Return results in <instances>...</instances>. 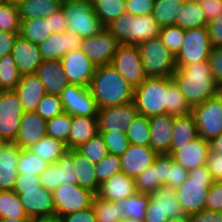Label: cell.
<instances>
[{"label": "cell", "instance_id": "1", "mask_svg": "<svg viewBox=\"0 0 222 222\" xmlns=\"http://www.w3.org/2000/svg\"><path fill=\"white\" fill-rule=\"evenodd\" d=\"M186 102L192 108L215 97L221 89L216 85L208 61L184 65L172 76Z\"/></svg>", "mask_w": 222, "mask_h": 222}, {"label": "cell", "instance_id": "2", "mask_svg": "<svg viewBox=\"0 0 222 222\" xmlns=\"http://www.w3.org/2000/svg\"><path fill=\"white\" fill-rule=\"evenodd\" d=\"M89 89L99 109L134 100V88L111 64L96 67Z\"/></svg>", "mask_w": 222, "mask_h": 222}, {"label": "cell", "instance_id": "3", "mask_svg": "<svg viewBox=\"0 0 222 222\" xmlns=\"http://www.w3.org/2000/svg\"><path fill=\"white\" fill-rule=\"evenodd\" d=\"M105 28L120 44L139 45L159 36L160 26L152 14L134 16L124 13L111 21Z\"/></svg>", "mask_w": 222, "mask_h": 222}, {"label": "cell", "instance_id": "4", "mask_svg": "<svg viewBox=\"0 0 222 222\" xmlns=\"http://www.w3.org/2000/svg\"><path fill=\"white\" fill-rule=\"evenodd\" d=\"M172 77H148L134 88V102L140 115L151 117L168 114L169 85Z\"/></svg>", "mask_w": 222, "mask_h": 222}, {"label": "cell", "instance_id": "5", "mask_svg": "<svg viewBox=\"0 0 222 222\" xmlns=\"http://www.w3.org/2000/svg\"><path fill=\"white\" fill-rule=\"evenodd\" d=\"M214 182L207 165L189 171L188 178L175 189L185 215L189 216L204 209L209 188Z\"/></svg>", "mask_w": 222, "mask_h": 222}, {"label": "cell", "instance_id": "6", "mask_svg": "<svg viewBox=\"0 0 222 222\" xmlns=\"http://www.w3.org/2000/svg\"><path fill=\"white\" fill-rule=\"evenodd\" d=\"M60 8L65 16L67 31L73 34L87 38L105 28L96 15L91 0H63Z\"/></svg>", "mask_w": 222, "mask_h": 222}, {"label": "cell", "instance_id": "7", "mask_svg": "<svg viewBox=\"0 0 222 222\" xmlns=\"http://www.w3.org/2000/svg\"><path fill=\"white\" fill-rule=\"evenodd\" d=\"M147 77H172L177 69L176 58L159 36L138 45Z\"/></svg>", "mask_w": 222, "mask_h": 222}, {"label": "cell", "instance_id": "8", "mask_svg": "<svg viewBox=\"0 0 222 222\" xmlns=\"http://www.w3.org/2000/svg\"><path fill=\"white\" fill-rule=\"evenodd\" d=\"M183 215L185 213L178 201L176 190L163 185L150 194L143 222H168Z\"/></svg>", "mask_w": 222, "mask_h": 222}, {"label": "cell", "instance_id": "9", "mask_svg": "<svg viewBox=\"0 0 222 222\" xmlns=\"http://www.w3.org/2000/svg\"><path fill=\"white\" fill-rule=\"evenodd\" d=\"M198 136L211 141L222 133V90L215 97L192 107Z\"/></svg>", "mask_w": 222, "mask_h": 222}, {"label": "cell", "instance_id": "10", "mask_svg": "<svg viewBox=\"0 0 222 222\" xmlns=\"http://www.w3.org/2000/svg\"><path fill=\"white\" fill-rule=\"evenodd\" d=\"M110 64L133 88L148 78L138 45L120 44Z\"/></svg>", "mask_w": 222, "mask_h": 222}, {"label": "cell", "instance_id": "11", "mask_svg": "<svg viewBox=\"0 0 222 222\" xmlns=\"http://www.w3.org/2000/svg\"><path fill=\"white\" fill-rule=\"evenodd\" d=\"M212 45L207 27L186 29L184 43L175 56L177 68L184 65L208 61Z\"/></svg>", "mask_w": 222, "mask_h": 222}, {"label": "cell", "instance_id": "12", "mask_svg": "<svg viewBox=\"0 0 222 222\" xmlns=\"http://www.w3.org/2000/svg\"><path fill=\"white\" fill-rule=\"evenodd\" d=\"M52 194L57 217L91 207L96 195L78 184L59 185L52 191Z\"/></svg>", "mask_w": 222, "mask_h": 222}, {"label": "cell", "instance_id": "13", "mask_svg": "<svg viewBox=\"0 0 222 222\" xmlns=\"http://www.w3.org/2000/svg\"><path fill=\"white\" fill-rule=\"evenodd\" d=\"M64 112L71 116L97 117L99 108L89 87L69 84L59 95Z\"/></svg>", "mask_w": 222, "mask_h": 222}, {"label": "cell", "instance_id": "14", "mask_svg": "<svg viewBox=\"0 0 222 222\" xmlns=\"http://www.w3.org/2000/svg\"><path fill=\"white\" fill-rule=\"evenodd\" d=\"M120 43L104 28L96 35L82 38L80 49L96 65L110 64Z\"/></svg>", "mask_w": 222, "mask_h": 222}, {"label": "cell", "instance_id": "15", "mask_svg": "<svg viewBox=\"0 0 222 222\" xmlns=\"http://www.w3.org/2000/svg\"><path fill=\"white\" fill-rule=\"evenodd\" d=\"M139 114L135 102L101 108L98 111L99 132H126Z\"/></svg>", "mask_w": 222, "mask_h": 222}, {"label": "cell", "instance_id": "16", "mask_svg": "<svg viewBox=\"0 0 222 222\" xmlns=\"http://www.w3.org/2000/svg\"><path fill=\"white\" fill-rule=\"evenodd\" d=\"M60 61L70 84L89 87L97 66L81 49L67 52Z\"/></svg>", "mask_w": 222, "mask_h": 222}, {"label": "cell", "instance_id": "17", "mask_svg": "<svg viewBox=\"0 0 222 222\" xmlns=\"http://www.w3.org/2000/svg\"><path fill=\"white\" fill-rule=\"evenodd\" d=\"M19 196L29 218L55 217V206L51 191L43 188L14 190Z\"/></svg>", "mask_w": 222, "mask_h": 222}, {"label": "cell", "instance_id": "18", "mask_svg": "<svg viewBox=\"0 0 222 222\" xmlns=\"http://www.w3.org/2000/svg\"><path fill=\"white\" fill-rule=\"evenodd\" d=\"M81 41L82 37L69 31L52 33L38 48L43 61L60 60L67 52L79 50Z\"/></svg>", "mask_w": 222, "mask_h": 222}, {"label": "cell", "instance_id": "19", "mask_svg": "<svg viewBox=\"0 0 222 222\" xmlns=\"http://www.w3.org/2000/svg\"><path fill=\"white\" fill-rule=\"evenodd\" d=\"M209 141L200 136L184 146H171L169 154L187 171L206 165Z\"/></svg>", "mask_w": 222, "mask_h": 222}, {"label": "cell", "instance_id": "20", "mask_svg": "<svg viewBox=\"0 0 222 222\" xmlns=\"http://www.w3.org/2000/svg\"><path fill=\"white\" fill-rule=\"evenodd\" d=\"M157 155L149 145L129 144L128 148L120 156L122 172L135 179L137 175L153 164Z\"/></svg>", "mask_w": 222, "mask_h": 222}, {"label": "cell", "instance_id": "21", "mask_svg": "<svg viewBox=\"0 0 222 222\" xmlns=\"http://www.w3.org/2000/svg\"><path fill=\"white\" fill-rule=\"evenodd\" d=\"M11 54L21 75L35 74L43 62L38 45L21 35L17 36Z\"/></svg>", "mask_w": 222, "mask_h": 222}, {"label": "cell", "instance_id": "22", "mask_svg": "<svg viewBox=\"0 0 222 222\" xmlns=\"http://www.w3.org/2000/svg\"><path fill=\"white\" fill-rule=\"evenodd\" d=\"M46 135V120L36 111H28L24 112L21 117L19 131L14 142L20 149H28Z\"/></svg>", "mask_w": 222, "mask_h": 222}, {"label": "cell", "instance_id": "23", "mask_svg": "<svg viewBox=\"0 0 222 222\" xmlns=\"http://www.w3.org/2000/svg\"><path fill=\"white\" fill-rule=\"evenodd\" d=\"M150 126L149 146L157 154H169L172 141L174 115H154L148 118Z\"/></svg>", "mask_w": 222, "mask_h": 222}, {"label": "cell", "instance_id": "24", "mask_svg": "<svg viewBox=\"0 0 222 222\" xmlns=\"http://www.w3.org/2000/svg\"><path fill=\"white\" fill-rule=\"evenodd\" d=\"M20 148L15 142L5 141L0 147V190H13L18 176Z\"/></svg>", "mask_w": 222, "mask_h": 222}, {"label": "cell", "instance_id": "25", "mask_svg": "<svg viewBox=\"0 0 222 222\" xmlns=\"http://www.w3.org/2000/svg\"><path fill=\"white\" fill-rule=\"evenodd\" d=\"M35 74L39 77L47 94L59 96L70 84L60 60L43 61Z\"/></svg>", "mask_w": 222, "mask_h": 222}, {"label": "cell", "instance_id": "26", "mask_svg": "<svg viewBox=\"0 0 222 222\" xmlns=\"http://www.w3.org/2000/svg\"><path fill=\"white\" fill-rule=\"evenodd\" d=\"M136 192L135 179L120 172L104 181L96 195L106 201L116 202L130 197Z\"/></svg>", "mask_w": 222, "mask_h": 222}, {"label": "cell", "instance_id": "27", "mask_svg": "<svg viewBox=\"0 0 222 222\" xmlns=\"http://www.w3.org/2000/svg\"><path fill=\"white\" fill-rule=\"evenodd\" d=\"M14 91L22 102L24 112L36 111L39 102L46 94L45 88L36 74L21 75Z\"/></svg>", "mask_w": 222, "mask_h": 222}, {"label": "cell", "instance_id": "28", "mask_svg": "<svg viewBox=\"0 0 222 222\" xmlns=\"http://www.w3.org/2000/svg\"><path fill=\"white\" fill-rule=\"evenodd\" d=\"M99 133L98 117L72 116L68 149H75Z\"/></svg>", "mask_w": 222, "mask_h": 222}, {"label": "cell", "instance_id": "29", "mask_svg": "<svg viewBox=\"0 0 222 222\" xmlns=\"http://www.w3.org/2000/svg\"><path fill=\"white\" fill-rule=\"evenodd\" d=\"M67 153L73 158L78 185L97 194L101 184L96 177L94 164L76 149H68Z\"/></svg>", "mask_w": 222, "mask_h": 222}, {"label": "cell", "instance_id": "30", "mask_svg": "<svg viewBox=\"0 0 222 222\" xmlns=\"http://www.w3.org/2000/svg\"><path fill=\"white\" fill-rule=\"evenodd\" d=\"M62 0H21L17 3L21 20L47 18L60 9Z\"/></svg>", "mask_w": 222, "mask_h": 222}, {"label": "cell", "instance_id": "31", "mask_svg": "<svg viewBox=\"0 0 222 222\" xmlns=\"http://www.w3.org/2000/svg\"><path fill=\"white\" fill-rule=\"evenodd\" d=\"M198 137L194 116H174L171 146H184Z\"/></svg>", "mask_w": 222, "mask_h": 222}, {"label": "cell", "instance_id": "32", "mask_svg": "<svg viewBox=\"0 0 222 222\" xmlns=\"http://www.w3.org/2000/svg\"><path fill=\"white\" fill-rule=\"evenodd\" d=\"M175 25L186 30L207 27L208 23L197 1H184L176 17Z\"/></svg>", "mask_w": 222, "mask_h": 222}, {"label": "cell", "instance_id": "33", "mask_svg": "<svg viewBox=\"0 0 222 222\" xmlns=\"http://www.w3.org/2000/svg\"><path fill=\"white\" fill-rule=\"evenodd\" d=\"M32 153L39 155L49 164L55 163L68 152L67 145L50 136H44L37 143L28 148Z\"/></svg>", "mask_w": 222, "mask_h": 222}, {"label": "cell", "instance_id": "34", "mask_svg": "<svg viewBox=\"0 0 222 222\" xmlns=\"http://www.w3.org/2000/svg\"><path fill=\"white\" fill-rule=\"evenodd\" d=\"M0 218L32 219L25 213L20 196L14 190H0Z\"/></svg>", "mask_w": 222, "mask_h": 222}, {"label": "cell", "instance_id": "35", "mask_svg": "<svg viewBox=\"0 0 222 222\" xmlns=\"http://www.w3.org/2000/svg\"><path fill=\"white\" fill-rule=\"evenodd\" d=\"M52 31L50 30L49 21L44 18L21 20V29L19 35L28 39L33 44L39 45L46 40Z\"/></svg>", "mask_w": 222, "mask_h": 222}, {"label": "cell", "instance_id": "36", "mask_svg": "<svg viewBox=\"0 0 222 222\" xmlns=\"http://www.w3.org/2000/svg\"><path fill=\"white\" fill-rule=\"evenodd\" d=\"M183 2V0H155L152 15L160 28L175 25Z\"/></svg>", "mask_w": 222, "mask_h": 222}, {"label": "cell", "instance_id": "37", "mask_svg": "<svg viewBox=\"0 0 222 222\" xmlns=\"http://www.w3.org/2000/svg\"><path fill=\"white\" fill-rule=\"evenodd\" d=\"M92 208L97 222H118L124 218L125 207L123 205L106 201L97 195L93 198Z\"/></svg>", "mask_w": 222, "mask_h": 222}, {"label": "cell", "instance_id": "38", "mask_svg": "<svg viewBox=\"0 0 222 222\" xmlns=\"http://www.w3.org/2000/svg\"><path fill=\"white\" fill-rule=\"evenodd\" d=\"M101 23L106 26L125 13L126 0H91Z\"/></svg>", "mask_w": 222, "mask_h": 222}, {"label": "cell", "instance_id": "39", "mask_svg": "<svg viewBox=\"0 0 222 222\" xmlns=\"http://www.w3.org/2000/svg\"><path fill=\"white\" fill-rule=\"evenodd\" d=\"M149 199L150 194L136 192L124 200L121 199L116 201V203L125 207L123 212L124 218H132L143 221L144 216L146 215V207L148 206Z\"/></svg>", "mask_w": 222, "mask_h": 222}, {"label": "cell", "instance_id": "40", "mask_svg": "<svg viewBox=\"0 0 222 222\" xmlns=\"http://www.w3.org/2000/svg\"><path fill=\"white\" fill-rule=\"evenodd\" d=\"M130 144L148 146L150 144V126L148 117L138 114L125 132Z\"/></svg>", "mask_w": 222, "mask_h": 222}, {"label": "cell", "instance_id": "41", "mask_svg": "<svg viewBox=\"0 0 222 222\" xmlns=\"http://www.w3.org/2000/svg\"><path fill=\"white\" fill-rule=\"evenodd\" d=\"M19 73L12 54L0 59V89L2 91L14 90L20 81Z\"/></svg>", "mask_w": 222, "mask_h": 222}, {"label": "cell", "instance_id": "42", "mask_svg": "<svg viewBox=\"0 0 222 222\" xmlns=\"http://www.w3.org/2000/svg\"><path fill=\"white\" fill-rule=\"evenodd\" d=\"M49 163L32 153L28 149H21L18 158V173H25L26 175L34 174L40 176L42 172L48 167Z\"/></svg>", "mask_w": 222, "mask_h": 222}, {"label": "cell", "instance_id": "43", "mask_svg": "<svg viewBox=\"0 0 222 222\" xmlns=\"http://www.w3.org/2000/svg\"><path fill=\"white\" fill-rule=\"evenodd\" d=\"M72 123V116L66 112L54 116L46 121L47 136L62 141L68 148V137Z\"/></svg>", "mask_w": 222, "mask_h": 222}, {"label": "cell", "instance_id": "44", "mask_svg": "<svg viewBox=\"0 0 222 222\" xmlns=\"http://www.w3.org/2000/svg\"><path fill=\"white\" fill-rule=\"evenodd\" d=\"M21 18L17 4L0 0V31L20 32Z\"/></svg>", "mask_w": 222, "mask_h": 222}, {"label": "cell", "instance_id": "45", "mask_svg": "<svg viewBox=\"0 0 222 222\" xmlns=\"http://www.w3.org/2000/svg\"><path fill=\"white\" fill-rule=\"evenodd\" d=\"M75 149L84 155L94 165L100 162L105 155L108 154L107 146L100 133L87 142L80 144Z\"/></svg>", "mask_w": 222, "mask_h": 222}, {"label": "cell", "instance_id": "46", "mask_svg": "<svg viewBox=\"0 0 222 222\" xmlns=\"http://www.w3.org/2000/svg\"><path fill=\"white\" fill-rule=\"evenodd\" d=\"M24 109L19 96L14 90L1 91L0 93V116L22 117Z\"/></svg>", "mask_w": 222, "mask_h": 222}, {"label": "cell", "instance_id": "47", "mask_svg": "<svg viewBox=\"0 0 222 222\" xmlns=\"http://www.w3.org/2000/svg\"><path fill=\"white\" fill-rule=\"evenodd\" d=\"M185 29L176 25L160 28L162 43L176 56L184 43Z\"/></svg>", "mask_w": 222, "mask_h": 222}, {"label": "cell", "instance_id": "48", "mask_svg": "<svg viewBox=\"0 0 222 222\" xmlns=\"http://www.w3.org/2000/svg\"><path fill=\"white\" fill-rule=\"evenodd\" d=\"M94 167L96 177L100 184L114 174L122 172L120 157L111 153L105 155V157L100 162L96 163Z\"/></svg>", "mask_w": 222, "mask_h": 222}, {"label": "cell", "instance_id": "49", "mask_svg": "<svg viewBox=\"0 0 222 222\" xmlns=\"http://www.w3.org/2000/svg\"><path fill=\"white\" fill-rule=\"evenodd\" d=\"M192 108L186 102L179 86L173 81L169 85V105L168 114L174 116H184L191 113Z\"/></svg>", "mask_w": 222, "mask_h": 222}, {"label": "cell", "instance_id": "50", "mask_svg": "<svg viewBox=\"0 0 222 222\" xmlns=\"http://www.w3.org/2000/svg\"><path fill=\"white\" fill-rule=\"evenodd\" d=\"M55 163L58 186L78 184V178L73 166V158L68 153L60 157Z\"/></svg>", "mask_w": 222, "mask_h": 222}, {"label": "cell", "instance_id": "51", "mask_svg": "<svg viewBox=\"0 0 222 222\" xmlns=\"http://www.w3.org/2000/svg\"><path fill=\"white\" fill-rule=\"evenodd\" d=\"M135 185L137 192L142 194H151L157 188L162 186L156 174V157L152 165L141 174L137 175L135 178Z\"/></svg>", "mask_w": 222, "mask_h": 222}, {"label": "cell", "instance_id": "52", "mask_svg": "<svg viewBox=\"0 0 222 222\" xmlns=\"http://www.w3.org/2000/svg\"><path fill=\"white\" fill-rule=\"evenodd\" d=\"M36 112L46 121L63 113L64 108L60 97L46 93L39 102Z\"/></svg>", "mask_w": 222, "mask_h": 222}, {"label": "cell", "instance_id": "53", "mask_svg": "<svg viewBox=\"0 0 222 222\" xmlns=\"http://www.w3.org/2000/svg\"><path fill=\"white\" fill-rule=\"evenodd\" d=\"M107 146L108 153L120 157L129 146L124 132H99Z\"/></svg>", "mask_w": 222, "mask_h": 222}, {"label": "cell", "instance_id": "54", "mask_svg": "<svg viewBox=\"0 0 222 222\" xmlns=\"http://www.w3.org/2000/svg\"><path fill=\"white\" fill-rule=\"evenodd\" d=\"M21 117L0 116V136L8 142H14L20 127Z\"/></svg>", "mask_w": 222, "mask_h": 222}, {"label": "cell", "instance_id": "55", "mask_svg": "<svg viewBox=\"0 0 222 222\" xmlns=\"http://www.w3.org/2000/svg\"><path fill=\"white\" fill-rule=\"evenodd\" d=\"M208 63L216 85L222 90V48L212 47Z\"/></svg>", "mask_w": 222, "mask_h": 222}, {"label": "cell", "instance_id": "56", "mask_svg": "<svg viewBox=\"0 0 222 222\" xmlns=\"http://www.w3.org/2000/svg\"><path fill=\"white\" fill-rule=\"evenodd\" d=\"M172 167V156L170 154H158L156 156V174L160 184L168 186Z\"/></svg>", "mask_w": 222, "mask_h": 222}, {"label": "cell", "instance_id": "57", "mask_svg": "<svg viewBox=\"0 0 222 222\" xmlns=\"http://www.w3.org/2000/svg\"><path fill=\"white\" fill-rule=\"evenodd\" d=\"M204 209L222 212V181H215L209 188Z\"/></svg>", "mask_w": 222, "mask_h": 222}, {"label": "cell", "instance_id": "58", "mask_svg": "<svg viewBox=\"0 0 222 222\" xmlns=\"http://www.w3.org/2000/svg\"><path fill=\"white\" fill-rule=\"evenodd\" d=\"M155 0H126L125 13L134 16L150 15L154 9Z\"/></svg>", "mask_w": 222, "mask_h": 222}, {"label": "cell", "instance_id": "59", "mask_svg": "<svg viewBox=\"0 0 222 222\" xmlns=\"http://www.w3.org/2000/svg\"><path fill=\"white\" fill-rule=\"evenodd\" d=\"M206 165L215 181H222V154L208 149Z\"/></svg>", "mask_w": 222, "mask_h": 222}, {"label": "cell", "instance_id": "60", "mask_svg": "<svg viewBox=\"0 0 222 222\" xmlns=\"http://www.w3.org/2000/svg\"><path fill=\"white\" fill-rule=\"evenodd\" d=\"M197 2L203 9L207 23L222 14V0H197Z\"/></svg>", "mask_w": 222, "mask_h": 222}, {"label": "cell", "instance_id": "61", "mask_svg": "<svg viewBox=\"0 0 222 222\" xmlns=\"http://www.w3.org/2000/svg\"><path fill=\"white\" fill-rule=\"evenodd\" d=\"M188 173L179 163L175 162L172 157V167L170 178H168V187L177 189L188 178Z\"/></svg>", "mask_w": 222, "mask_h": 222}, {"label": "cell", "instance_id": "62", "mask_svg": "<svg viewBox=\"0 0 222 222\" xmlns=\"http://www.w3.org/2000/svg\"><path fill=\"white\" fill-rule=\"evenodd\" d=\"M41 187L40 177L34 174L18 173L13 190H31Z\"/></svg>", "mask_w": 222, "mask_h": 222}, {"label": "cell", "instance_id": "63", "mask_svg": "<svg viewBox=\"0 0 222 222\" xmlns=\"http://www.w3.org/2000/svg\"><path fill=\"white\" fill-rule=\"evenodd\" d=\"M212 47L222 48V14L207 25Z\"/></svg>", "mask_w": 222, "mask_h": 222}, {"label": "cell", "instance_id": "64", "mask_svg": "<svg viewBox=\"0 0 222 222\" xmlns=\"http://www.w3.org/2000/svg\"><path fill=\"white\" fill-rule=\"evenodd\" d=\"M39 177L43 188L51 192L57 188L56 163L49 164Z\"/></svg>", "mask_w": 222, "mask_h": 222}, {"label": "cell", "instance_id": "65", "mask_svg": "<svg viewBox=\"0 0 222 222\" xmlns=\"http://www.w3.org/2000/svg\"><path fill=\"white\" fill-rule=\"evenodd\" d=\"M62 222H97L92 206L60 217Z\"/></svg>", "mask_w": 222, "mask_h": 222}, {"label": "cell", "instance_id": "66", "mask_svg": "<svg viewBox=\"0 0 222 222\" xmlns=\"http://www.w3.org/2000/svg\"><path fill=\"white\" fill-rule=\"evenodd\" d=\"M20 32L0 31V59L11 54L15 40Z\"/></svg>", "mask_w": 222, "mask_h": 222}, {"label": "cell", "instance_id": "67", "mask_svg": "<svg viewBox=\"0 0 222 222\" xmlns=\"http://www.w3.org/2000/svg\"><path fill=\"white\" fill-rule=\"evenodd\" d=\"M46 19L49 21L50 30L52 33H64L67 31L65 16L61 8L52 13Z\"/></svg>", "mask_w": 222, "mask_h": 222}, {"label": "cell", "instance_id": "68", "mask_svg": "<svg viewBox=\"0 0 222 222\" xmlns=\"http://www.w3.org/2000/svg\"><path fill=\"white\" fill-rule=\"evenodd\" d=\"M189 218L190 222H222V212L203 209Z\"/></svg>", "mask_w": 222, "mask_h": 222}, {"label": "cell", "instance_id": "69", "mask_svg": "<svg viewBox=\"0 0 222 222\" xmlns=\"http://www.w3.org/2000/svg\"><path fill=\"white\" fill-rule=\"evenodd\" d=\"M209 148L222 154V133L209 142Z\"/></svg>", "mask_w": 222, "mask_h": 222}, {"label": "cell", "instance_id": "70", "mask_svg": "<svg viewBox=\"0 0 222 222\" xmlns=\"http://www.w3.org/2000/svg\"><path fill=\"white\" fill-rule=\"evenodd\" d=\"M33 222H62L60 217H44V218H36L33 219Z\"/></svg>", "mask_w": 222, "mask_h": 222}, {"label": "cell", "instance_id": "71", "mask_svg": "<svg viewBox=\"0 0 222 222\" xmlns=\"http://www.w3.org/2000/svg\"><path fill=\"white\" fill-rule=\"evenodd\" d=\"M0 222H33V219H8V218H0Z\"/></svg>", "mask_w": 222, "mask_h": 222}, {"label": "cell", "instance_id": "72", "mask_svg": "<svg viewBox=\"0 0 222 222\" xmlns=\"http://www.w3.org/2000/svg\"><path fill=\"white\" fill-rule=\"evenodd\" d=\"M168 222H190V218L188 215H183L181 217L171 219Z\"/></svg>", "mask_w": 222, "mask_h": 222}, {"label": "cell", "instance_id": "73", "mask_svg": "<svg viewBox=\"0 0 222 222\" xmlns=\"http://www.w3.org/2000/svg\"><path fill=\"white\" fill-rule=\"evenodd\" d=\"M118 222H143V221L132 219V218H123L122 220H120Z\"/></svg>", "mask_w": 222, "mask_h": 222}, {"label": "cell", "instance_id": "74", "mask_svg": "<svg viewBox=\"0 0 222 222\" xmlns=\"http://www.w3.org/2000/svg\"><path fill=\"white\" fill-rule=\"evenodd\" d=\"M1 1H5V2L17 4V3H18L19 1H21V0H1Z\"/></svg>", "mask_w": 222, "mask_h": 222}, {"label": "cell", "instance_id": "75", "mask_svg": "<svg viewBox=\"0 0 222 222\" xmlns=\"http://www.w3.org/2000/svg\"><path fill=\"white\" fill-rule=\"evenodd\" d=\"M5 142V140L0 136V147Z\"/></svg>", "mask_w": 222, "mask_h": 222}]
</instances>
